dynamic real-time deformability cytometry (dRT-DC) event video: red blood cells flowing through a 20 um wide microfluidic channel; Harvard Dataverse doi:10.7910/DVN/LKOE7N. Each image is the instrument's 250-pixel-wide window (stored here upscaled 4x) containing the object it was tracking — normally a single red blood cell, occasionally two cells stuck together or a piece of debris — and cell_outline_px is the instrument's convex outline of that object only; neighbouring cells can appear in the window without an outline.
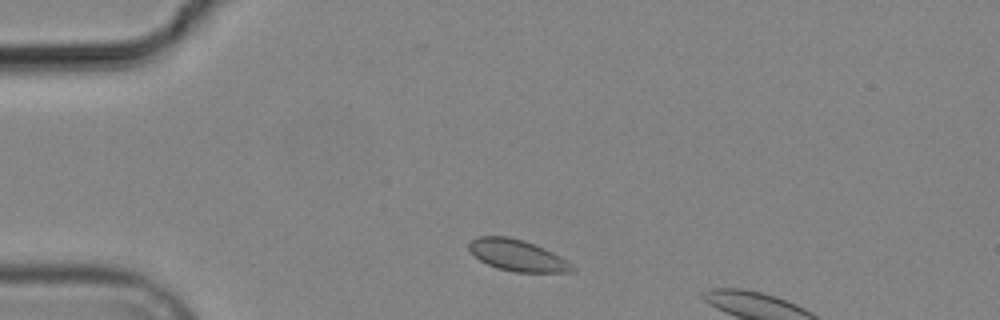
{"species": "common noctule bat (a hibernating species)", "species_latin": "Nyctalus noctula", "temperature_condition": "cold", "stored_images_in_passage": 3, "camera_frame_rate_fps": 3000, "um_per_image_px": 0.085, "animal": {"sex": "male", "body_mass_g": 19.2, "forearm_length_mm": 51.8}, "frame": {"image": 1, "passage_image": 1, "time_ms": 0.0, "image_size_px": [1000, 320], "cell_outline_px": [[576, 272], [516, 272], [496, 268], [480, 260], [468, 248], [468, 244], [472, 240], [480, 236], [508, 236], [524, 240], [544, 248], [568, 260], [576, 268]], "centroid_in_image_um": [44.02, 21.71], "position_along_channel_um": 41.0, "area_um2": 18.9}}